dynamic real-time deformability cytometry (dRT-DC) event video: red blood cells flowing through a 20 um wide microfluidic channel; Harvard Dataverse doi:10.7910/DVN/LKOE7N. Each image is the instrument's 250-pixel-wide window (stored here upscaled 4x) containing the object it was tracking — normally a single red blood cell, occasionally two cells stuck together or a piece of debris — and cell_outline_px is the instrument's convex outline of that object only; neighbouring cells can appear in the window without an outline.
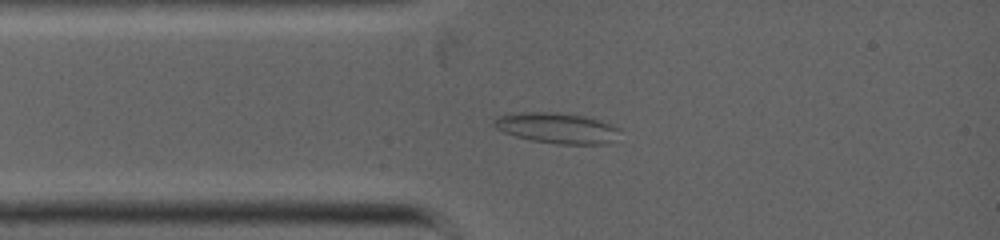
{"species": "common noctule bat (a hibernating species)", "species_latin": "Nyctalus noctula", "temperature_condition": "warm", "stored_images_in_passage": 43, "camera_frame_rate_fps": 5000, "um_per_image_px": 0.085, "animal": {"sex": "female", "body_mass_g": 19.0, "forearm_length_mm": 53.3}, "frame": {"image": 1, "passage_image": 6, "time_ms": 1.8, "image_size_px": [1000, 240], "cell_outline_px": [[620, 128], [612, 140], [600, 144], [560, 144], [532, 140], [516, 136], [504, 132], [496, 128], [492, 124], [492, 120], [496, 116], [512, 112], [552, 112], [584, 116], [600, 120], [612, 124]], "centroid_in_image_um": [47.26, 10.86], "position_along_channel_um": 37.7, "area_um2": 22.31}}
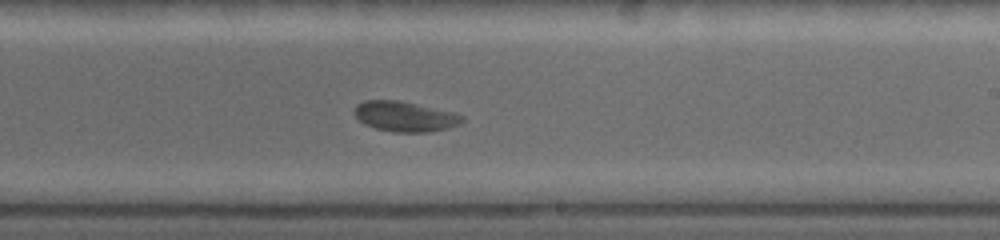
{"frame": {"image": 2, "passage_image": 23, "time_ms": 6.4, "image_size_px": [1000, 240], "cell_outline_px": [[464, 120], [460, 124], [448, 128], [428, 132], [392, 132], [376, 128], [364, 124], [352, 112], [356, 104], [364, 100], [396, 100], [452, 112], [464, 116]], "centroid_in_image_um": [34.38, 9.9], "position_along_channel_um": 254.6, "area_um2": 18.84}}
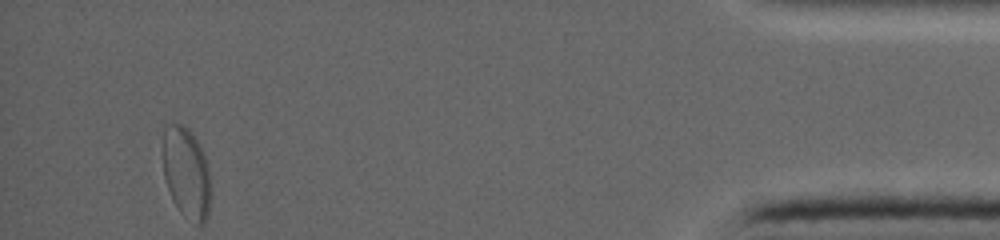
{"frame": {"image": 3, "passage_image": 43, "time_ms": 11.6, "image_size_px": [1000, 240], "cell_outline_px": [[208, 212], [204, 224], [196, 224], [184, 216], [180, 212], [172, 200], [164, 176], [164, 128], [168, 124], [180, 124], [188, 128], [196, 140], [204, 156], [208, 168]], "centroid_in_image_um": [15.81, 14.7], "position_along_channel_um": 419.4, "area_um2": 24.62}}